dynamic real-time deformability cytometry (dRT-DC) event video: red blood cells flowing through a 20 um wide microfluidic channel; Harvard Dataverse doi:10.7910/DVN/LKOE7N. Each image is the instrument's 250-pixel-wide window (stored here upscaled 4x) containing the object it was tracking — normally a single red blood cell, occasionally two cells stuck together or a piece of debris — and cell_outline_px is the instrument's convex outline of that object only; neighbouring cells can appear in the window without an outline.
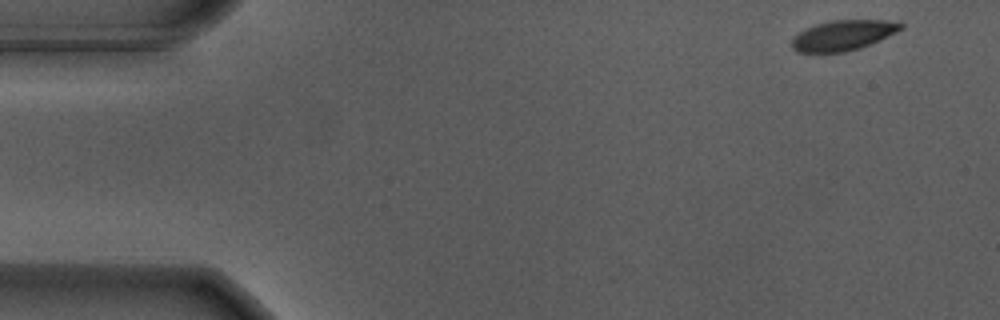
{"species": "Egyptian fruit bat (a non-hibernating species)", "species_latin": "Rousettus aegyptiacus", "temperature_condition": "warm", "stored_images_in_passage": 52, "camera_frame_rate_fps": 3000, "um_per_image_px": 0.085, "animal": {"sex": "male"}, "frame": {"image": 1, "passage_image": 1, "time_ms": 0.0, "image_size_px": [1000, 320], "cell_outline_px": [[904, 28], [896, 32], [860, 48], [844, 52], [796, 52], [792, 48], [792, 36], [804, 28], [816, 24], [832, 20], [884, 20], [904, 24]], "centroid_in_image_um": [71.61, 3.0], "position_along_channel_um": 13.4, "area_um2": 19.13}}
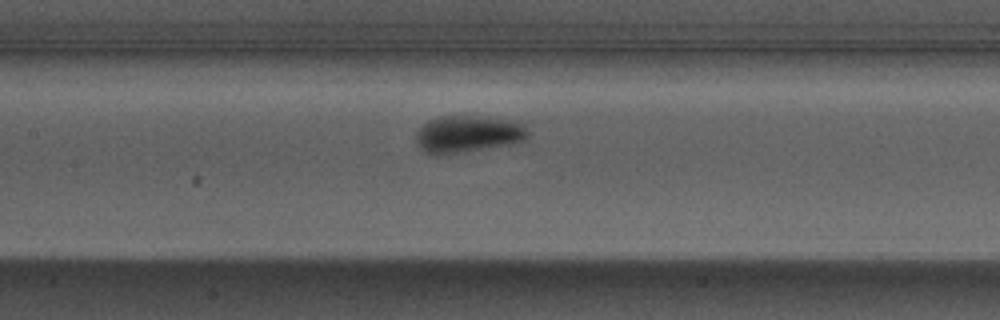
{"frame": {"image": 2, "passage_image": 23, "time_ms": 7.333, "image_size_px": [1000, 320], "cell_outline_px": [[528, 136], [524, 140], [504, 144], [440, 156], [436, 156], [424, 152], [416, 140], [416, 132], [428, 120], [440, 116], [480, 116], [520, 120], [524, 124], [528, 132]], "centroid_in_image_um": [39.76, 11.37], "position_along_channel_um": 167.6, "area_um2": 24.16}}
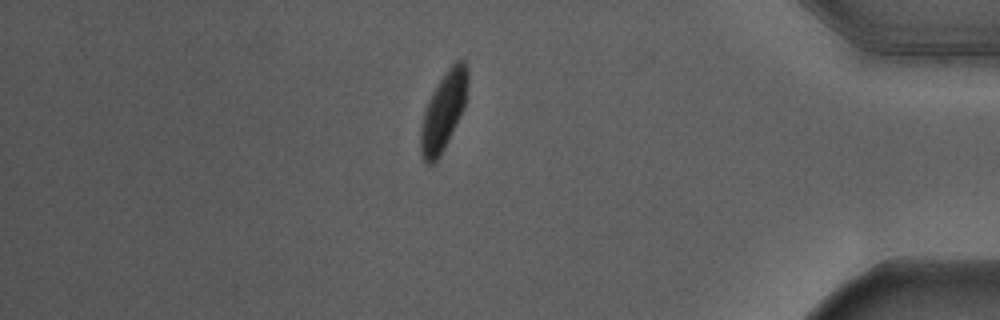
{"frame": {"image": 3, "passage_image": 45, "time_ms": 14.667, "image_size_px": [1000, 320], "cell_outline_px": [[468, 84], [464, 108], [440, 156], [432, 164], [428, 164], [424, 160], [420, 152], [420, 124], [428, 100], [436, 84], [444, 72], [456, 60], [464, 60], [468, 72]], "centroid_in_image_um": [37.68, 9.43], "position_along_channel_um": 397.5, "area_um2": 21.44}}